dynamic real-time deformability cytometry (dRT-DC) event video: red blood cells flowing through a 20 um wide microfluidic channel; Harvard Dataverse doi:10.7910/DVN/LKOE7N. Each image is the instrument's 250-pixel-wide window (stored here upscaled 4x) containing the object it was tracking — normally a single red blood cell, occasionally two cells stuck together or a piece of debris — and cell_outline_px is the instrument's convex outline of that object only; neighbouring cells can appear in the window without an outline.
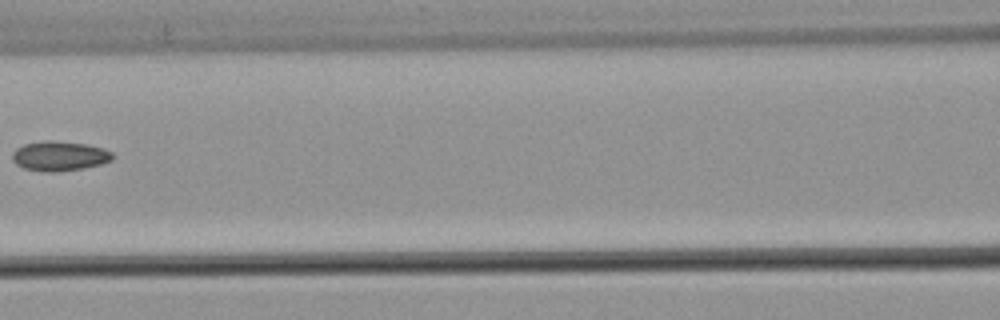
{"species": "common noctule bat (a hibernating species)", "species_latin": "Nyctalus noctula", "temperature_condition": "warm", "stored_images_in_passage": 5, "camera_frame_rate_fps": 3000, "um_per_image_px": 0.085, "animal": {"sex": "male", "body_mass_g": 21.5, "forearm_length_mm": 52.0}, "frame": {"image": 1, "passage_image": 4, "time_ms": 1.0, "image_size_px": [1000, 320], "cell_outline_px": [[116, 156], [112, 160], [100, 164], [80, 168], [52, 172], [48, 172], [24, 168], [16, 164], [12, 160], [12, 152], [16, 148], [24, 144], [40, 140], [52, 140], [88, 144], [104, 148], [112, 152]], "centroid_in_image_um": [5.05, 13.23], "position_along_channel_um": 161.5, "area_um2": 17.46}}